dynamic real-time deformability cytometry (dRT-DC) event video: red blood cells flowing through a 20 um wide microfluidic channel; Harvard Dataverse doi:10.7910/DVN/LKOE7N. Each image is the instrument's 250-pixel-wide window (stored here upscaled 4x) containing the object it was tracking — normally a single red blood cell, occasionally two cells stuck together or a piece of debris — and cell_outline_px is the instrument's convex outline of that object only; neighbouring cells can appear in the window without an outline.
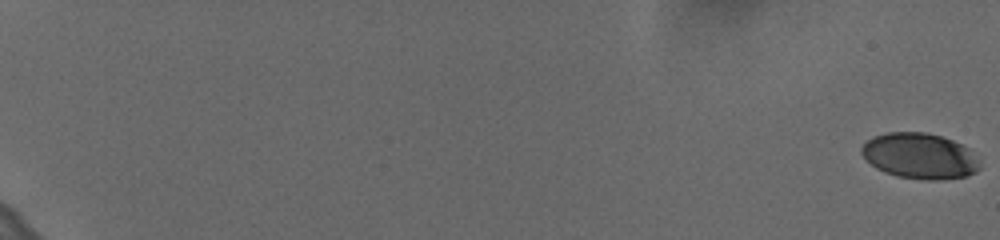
{"species": "human", "species_latin": "Homo sapiens", "temperature_condition": "cold", "stored_images_in_passage": 62, "camera_frame_rate_fps": 3000, "um_per_image_px": 0.085, "donor": {"sex": "female"}, "frame": {"image": 1, "passage_image": 1, "time_ms": 0.0, "image_size_px": [1000, 240], "cell_outline_px": [[980, 168], [976, 172], [968, 176], [940, 180], [924, 180], [896, 176], [884, 172], [876, 168], [860, 152], [860, 148], [872, 136], [888, 132], [928, 132], [952, 140], [968, 148], [980, 160]], "centroid_in_image_um": [78.19, 13.26], "position_along_channel_um": 6.8, "area_um2": 31.67}}
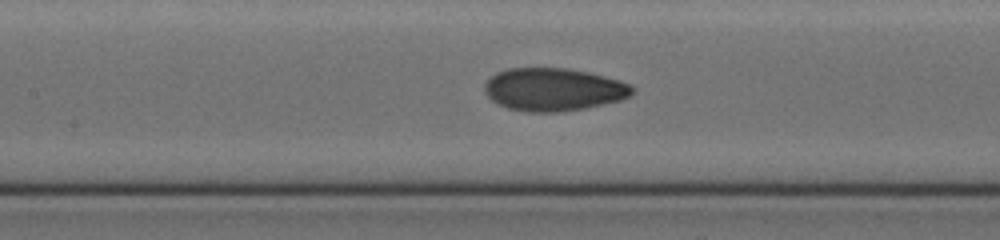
{"frame": {"image": 2, "passage_image": 34, "time_ms": 11.0, "image_size_px": [1000, 240], "cell_outline_px": [[632, 92], [628, 96], [620, 100], [584, 108], [560, 112], [528, 112], [508, 108], [492, 100], [484, 92], [484, 84], [496, 72], [508, 68], [568, 68], [588, 72], [620, 80], [628, 84], [632, 88]], "centroid_in_image_um": [47.01, 7.6], "position_along_channel_um": 160.4, "area_um2": 36.65}}
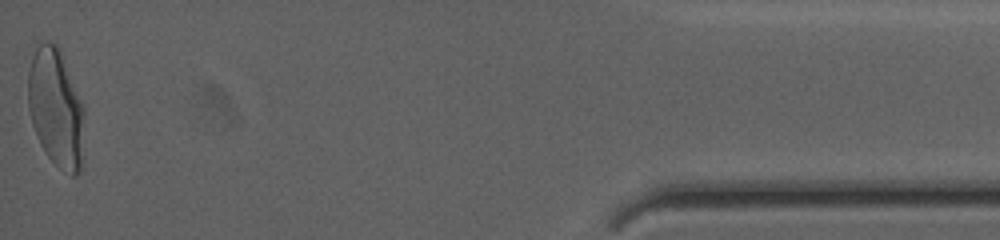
{"frame": {"image": 3, "passage_image": 62, "time_ms": 20.333, "image_size_px": [1000, 240], "cell_outline_px": [[84, 112], [80, 172], [76, 176], [72, 176], [56, 164], [48, 156], [40, 144], [32, 124], [28, 108], [28, 72], [32, 56], [36, 48], [40, 44], [48, 40], [56, 44], [60, 52], [84, 104]], "centroid_in_image_um": [4.74, 9.17], "position_along_channel_um": 430.5, "area_um2": 38.44}, "authors_computed_cell_mechanics": {"area_um2": 35.2291, "velocity_mm_per_s": 3.6256, "shape_relaxation_time_tau1_ms": 5.8431, "shape_relaxation_time_tau2_ms": 0.9049, "deformation_change_tau1": 0.1754, "deformation_change_tau2": 0.0482}}